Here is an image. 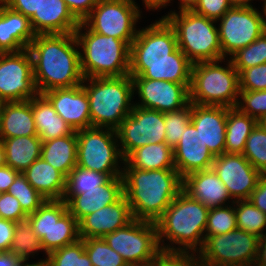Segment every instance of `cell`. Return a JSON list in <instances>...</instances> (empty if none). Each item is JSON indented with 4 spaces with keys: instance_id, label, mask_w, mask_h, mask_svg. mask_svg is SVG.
I'll list each match as a JSON object with an SVG mask.
<instances>
[{
    "instance_id": "obj_1",
    "label": "cell",
    "mask_w": 266,
    "mask_h": 266,
    "mask_svg": "<svg viewBox=\"0 0 266 266\" xmlns=\"http://www.w3.org/2000/svg\"><path fill=\"white\" fill-rule=\"evenodd\" d=\"M79 49L75 33L36 34L28 50L38 94L82 84Z\"/></svg>"
},
{
    "instance_id": "obj_2",
    "label": "cell",
    "mask_w": 266,
    "mask_h": 266,
    "mask_svg": "<svg viewBox=\"0 0 266 266\" xmlns=\"http://www.w3.org/2000/svg\"><path fill=\"white\" fill-rule=\"evenodd\" d=\"M124 196L134 219L156 222L183 190L176 169L140 170L123 162Z\"/></svg>"
},
{
    "instance_id": "obj_3",
    "label": "cell",
    "mask_w": 266,
    "mask_h": 266,
    "mask_svg": "<svg viewBox=\"0 0 266 266\" xmlns=\"http://www.w3.org/2000/svg\"><path fill=\"white\" fill-rule=\"evenodd\" d=\"M208 212L209 208L182 190L155 222L161 251L198 253L205 240ZM164 238L171 245H165Z\"/></svg>"
},
{
    "instance_id": "obj_4",
    "label": "cell",
    "mask_w": 266,
    "mask_h": 266,
    "mask_svg": "<svg viewBox=\"0 0 266 266\" xmlns=\"http://www.w3.org/2000/svg\"><path fill=\"white\" fill-rule=\"evenodd\" d=\"M75 36L82 49L79 52L84 78L129 74L130 46L125 41L93 32L83 21L75 30Z\"/></svg>"
},
{
    "instance_id": "obj_5",
    "label": "cell",
    "mask_w": 266,
    "mask_h": 266,
    "mask_svg": "<svg viewBox=\"0 0 266 266\" xmlns=\"http://www.w3.org/2000/svg\"><path fill=\"white\" fill-rule=\"evenodd\" d=\"M82 87L89 100L91 127L116 130L135 104L131 101L135 93L129 74L121 77L84 78Z\"/></svg>"
},
{
    "instance_id": "obj_6",
    "label": "cell",
    "mask_w": 266,
    "mask_h": 266,
    "mask_svg": "<svg viewBox=\"0 0 266 266\" xmlns=\"http://www.w3.org/2000/svg\"><path fill=\"white\" fill-rule=\"evenodd\" d=\"M228 59L225 67L219 65L225 58L192 65L190 103L228 108L237 106L240 94L239 73L231 59Z\"/></svg>"
},
{
    "instance_id": "obj_7",
    "label": "cell",
    "mask_w": 266,
    "mask_h": 266,
    "mask_svg": "<svg viewBox=\"0 0 266 266\" xmlns=\"http://www.w3.org/2000/svg\"><path fill=\"white\" fill-rule=\"evenodd\" d=\"M164 17L174 28L178 48L194 64L222 59L217 21L196 14L193 10L176 13L170 11Z\"/></svg>"
},
{
    "instance_id": "obj_8",
    "label": "cell",
    "mask_w": 266,
    "mask_h": 266,
    "mask_svg": "<svg viewBox=\"0 0 266 266\" xmlns=\"http://www.w3.org/2000/svg\"><path fill=\"white\" fill-rule=\"evenodd\" d=\"M76 136L78 167L105 173L110 178L123 175V168L120 169L118 164L124 159L116 130L89 127L77 130Z\"/></svg>"
},
{
    "instance_id": "obj_9",
    "label": "cell",
    "mask_w": 266,
    "mask_h": 266,
    "mask_svg": "<svg viewBox=\"0 0 266 266\" xmlns=\"http://www.w3.org/2000/svg\"><path fill=\"white\" fill-rule=\"evenodd\" d=\"M27 220L33 232L41 240L46 255L50 252L77 242L79 225L62 200H46Z\"/></svg>"
},
{
    "instance_id": "obj_10",
    "label": "cell",
    "mask_w": 266,
    "mask_h": 266,
    "mask_svg": "<svg viewBox=\"0 0 266 266\" xmlns=\"http://www.w3.org/2000/svg\"><path fill=\"white\" fill-rule=\"evenodd\" d=\"M260 238L241 229L205 237L197 257L202 266H254Z\"/></svg>"
},
{
    "instance_id": "obj_11",
    "label": "cell",
    "mask_w": 266,
    "mask_h": 266,
    "mask_svg": "<svg viewBox=\"0 0 266 266\" xmlns=\"http://www.w3.org/2000/svg\"><path fill=\"white\" fill-rule=\"evenodd\" d=\"M103 239L129 265L151 266L162 253L154 222L133 219Z\"/></svg>"
},
{
    "instance_id": "obj_12",
    "label": "cell",
    "mask_w": 266,
    "mask_h": 266,
    "mask_svg": "<svg viewBox=\"0 0 266 266\" xmlns=\"http://www.w3.org/2000/svg\"><path fill=\"white\" fill-rule=\"evenodd\" d=\"M135 3L134 0H99L83 22L93 32L115 37L131 46L142 13Z\"/></svg>"
},
{
    "instance_id": "obj_13",
    "label": "cell",
    "mask_w": 266,
    "mask_h": 266,
    "mask_svg": "<svg viewBox=\"0 0 266 266\" xmlns=\"http://www.w3.org/2000/svg\"><path fill=\"white\" fill-rule=\"evenodd\" d=\"M219 21L222 58L232 56L266 31L264 15L254 7H232Z\"/></svg>"
},
{
    "instance_id": "obj_14",
    "label": "cell",
    "mask_w": 266,
    "mask_h": 266,
    "mask_svg": "<svg viewBox=\"0 0 266 266\" xmlns=\"http://www.w3.org/2000/svg\"><path fill=\"white\" fill-rule=\"evenodd\" d=\"M164 129V112L134 105L131 113L116 129L123 159L125 160L137 148L165 142Z\"/></svg>"
},
{
    "instance_id": "obj_15",
    "label": "cell",
    "mask_w": 266,
    "mask_h": 266,
    "mask_svg": "<svg viewBox=\"0 0 266 266\" xmlns=\"http://www.w3.org/2000/svg\"><path fill=\"white\" fill-rule=\"evenodd\" d=\"M37 94L30 51L0 53V99L27 101Z\"/></svg>"
},
{
    "instance_id": "obj_16",
    "label": "cell",
    "mask_w": 266,
    "mask_h": 266,
    "mask_svg": "<svg viewBox=\"0 0 266 266\" xmlns=\"http://www.w3.org/2000/svg\"><path fill=\"white\" fill-rule=\"evenodd\" d=\"M131 78L133 91H136L141 100L134 104L136 106L165 113L181 110L190 103V84L145 79L142 76H131Z\"/></svg>"
},
{
    "instance_id": "obj_17",
    "label": "cell",
    "mask_w": 266,
    "mask_h": 266,
    "mask_svg": "<svg viewBox=\"0 0 266 266\" xmlns=\"http://www.w3.org/2000/svg\"><path fill=\"white\" fill-rule=\"evenodd\" d=\"M212 169L226 186L232 202L249 200L263 174L243 154L223 153L215 156Z\"/></svg>"
},
{
    "instance_id": "obj_18",
    "label": "cell",
    "mask_w": 266,
    "mask_h": 266,
    "mask_svg": "<svg viewBox=\"0 0 266 266\" xmlns=\"http://www.w3.org/2000/svg\"><path fill=\"white\" fill-rule=\"evenodd\" d=\"M178 48L174 28L162 17L138 30L130 46V62L166 61Z\"/></svg>"
},
{
    "instance_id": "obj_19",
    "label": "cell",
    "mask_w": 266,
    "mask_h": 266,
    "mask_svg": "<svg viewBox=\"0 0 266 266\" xmlns=\"http://www.w3.org/2000/svg\"><path fill=\"white\" fill-rule=\"evenodd\" d=\"M173 153L175 169L182 178L193 172L211 169L215 159L192 122L181 134Z\"/></svg>"
},
{
    "instance_id": "obj_20",
    "label": "cell",
    "mask_w": 266,
    "mask_h": 266,
    "mask_svg": "<svg viewBox=\"0 0 266 266\" xmlns=\"http://www.w3.org/2000/svg\"><path fill=\"white\" fill-rule=\"evenodd\" d=\"M43 95L74 131L91 127L89 100L82 84L72 88L52 89Z\"/></svg>"
},
{
    "instance_id": "obj_21",
    "label": "cell",
    "mask_w": 266,
    "mask_h": 266,
    "mask_svg": "<svg viewBox=\"0 0 266 266\" xmlns=\"http://www.w3.org/2000/svg\"><path fill=\"white\" fill-rule=\"evenodd\" d=\"M129 203L123 196L116 203L107 205L83 217L79 222L80 239L103 238L126 226L133 220Z\"/></svg>"
},
{
    "instance_id": "obj_22",
    "label": "cell",
    "mask_w": 266,
    "mask_h": 266,
    "mask_svg": "<svg viewBox=\"0 0 266 266\" xmlns=\"http://www.w3.org/2000/svg\"><path fill=\"white\" fill-rule=\"evenodd\" d=\"M227 107L191 103V122L214 156L225 153Z\"/></svg>"
},
{
    "instance_id": "obj_23",
    "label": "cell",
    "mask_w": 266,
    "mask_h": 266,
    "mask_svg": "<svg viewBox=\"0 0 266 266\" xmlns=\"http://www.w3.org/2000/svg\"><path fill=\"white\" fill-rule=\"evenodd\" d=\"M193 63L177 48L166 61L130 62V76L190 84Z\"/></svg>"
},
{
    "instance_id": "obj_24",
    "label": "cell",
    "mask_w": 266,
    "mask_h": 266,
    "mask_svg": "<svg viewBox=\"0 0 266 266\" xmlns=\"http://www.w3.org/2000/svg\"><path fill=\"white\" fill-rule=\"evenodd\" d=\"M124 196L123 177H113L106 184L74 195L68 202V211L79 222L86 215L107 205L116 203Z\"/></svg>"
},
{
    "instance_id": "obj_25",
    "label": "cell",
    "mask_w": 266,
    "mask_h": 266,
    "mask_svg": "<svg viewBox=\"0 0 266 266\" xmlns=\"http://www.w3.org/2000/svg\"><path fill=\"white\" fill-rule=\"evenodd\" d=\"M30 22L35 34L75 33L80 25L64 0H42Z\"/></svg>"
},
{
    "instance_id": "obj_26",
    "label": "cell",
    "mask_w": 266,
    "mask_h": 266,
    "mask_svg": "<svg viewBox=\"0 0 266 266\" xmlns=\"http://www.w3.org/2000/svg\"><path fill=\"white\" fill-rule=\"evenodd\" d=\"M36 37L30 19L6 5L0 6V53L28 49Z\"/></svg>"
},
{
    "instance_id": "obj_27",
    "label": "cell",
    "mask_w": 266,
    "mask_h": 266,
    "mask_svg": "<svg viewBox=\"0 0 266 266\" xmlns=\"http://www.w3.org/2000/svg\"><path fill=\"white\" fill-rule=\"evenodd\" d=\"M183 190L209 209L226 206V202L231 200L226 186L212 168L184 177Z\"/></svg>"
},
{
    "instance_id": "obj_28",
    "label": "cell",
    "mask_w": 266,
    "mask_h": 266,
    "mask_svg": "<svg viewBox=\"0 0 266 266\" xmlns=\"http://www.w3.org/2000/svg\"><path fill=\"white\" fill-rule=\"evenodd\" d=\"M38 136L32 111V99L3 102L0 110V139Z\"/></svg>"
},
{
    "instance_id": "obj_29",
    "label": "cell",
    "mask_w": 266,
    "mask_h": 266,
    "mask_svg": "<svg viewBox=\"0 0 266 266\" xmlns=\"http://www.w3.org/2000/svg\"><path fill=\"white\" fill-rule=\"evenodd\" d=\"M27 181L46 200H62L66 190L67 177L43 158L35 160L22 172Z\"/></svg>"
},
{
    "instance_id": "obj_30",
    "label": "cell",
    "mask_w": 266,
    "mask_h": 266,
    "mask_svg": "<svg viewBox=\"0 0 266 266\" xmlns=\"http://www.w3.org/2000/svg\"><path fill=\"white\" fill-rule=\"evenodd\" d=\"M32 111L38 137L49 141L72 134L74 130L55 111L50 101L37 94L32 98Z\"/></svg>"
},
{
    "instance_id": "obj_31",
    "label": "cell",
    "mask_w": 266,
    "mask_h": 266,
    "mask_svg": "<svg viewBox=\"0 0 266 266\" xmlns=\"http://www.w3.org/2000/svg\"><path fill=\"white\" fill-rule=\"evenodd\" d=\"M41 158L66 177L77 166V136L72 134L42 142Z\"/></svg>"
},
{
    "instance_id": "obj_32",
    "label": "cell",
    "mask_w": 266,
    "mask_h": 266,
    "mask_svg": "<svg viewBox=\"0 0 266 266\" xmlns=\"http://www.w3.org/2000/svg\"><path fill=\"white\" fill-rule=\"evenodd\" d=\"M2 141L6 165L20 173L41 157L42 140L38 136H20Z\"/></svg>"
},
{
    "instance_id": "obj_33",
    "label": "cell",
    "mask_w": 266,
    "mask_h": 266,
    "mask_svg": "<svg viewBox=\"0 0 266 266\" xmlns=\"http://www.w3.org/2000/svg\"><path fill=\"white\" fill-rule=\"evenodd\" d=\"M125 161L140 170L175 169L173 148L166 142L137 148Z\"/></svg>"
},
{
    "instance_id": "obj_34",
    "label": "cell",
    "mask_w": 266,
    "mask_h": 266,
    "mask_svg": "<svg viewBox=\"0 0 266 266\" xmlns=\"http://www.w3.org/2000/svg\"><path fill=\"white\" fill-rule=\"evenodd\" d=\"M257 125V120L242 113L237 107H227L225 153L243 154L247 138Z\"/></svg>"
},
{
    "instance_id": "obj_35",
    "label": "cell",
    "mask_w": 266,
    "mask_h": 266,
    "mask_svg": "<svg viewBox=\"0 0 266 266\" xmlns=\"http://www.w3.org/2000/svg\"><path fill=\"white\" fill-rule=\"evenodd\" d=\"M36 264L41 266H93L84 249V240L50 252L46 259H40Z\"/></svg>"
},
{
    "instance_id": "obj_36",
    "label": "cell",
    "mask_w": 266,
    "mask_h": 266,
    "mask_svg": "<svg viewBox=\"0 0 266 266\" xmlns=\"http://www.w3.org/2000/svg\"><path fill=\"white\" fill-rule=\"evenodd\" d=\"M110 179L105 173H98L76 166L67 176L63 200L67 203L74 195H79L91 188L104 185Z\"/></svg>"
},
{
    "instance_id": "obj_37",
    "label": "cell",
    "mask_w": 266,
    "mask_h": 266,
    "mask_svg": "<svg viewBox=\"0 0 266 266\" xmlns=\"http://www.w3.org/2000/svg\"><path fill=\"white\" fill-rule=\"evenodd\" d=\"M237 229L261 238L266 230V214L255 207L250 200L235 201Z\"/></svg>"
},
{
    "instance_id": "obj_38",
    "label": "cell",
    "mask_w": 266,
    "mask_h": 266,
    "mask_svg": "<svg viewBox=\"0 0 266 266\" xmlns=\"http://www.w3.org/2000/svg\"><path fill=\"white\" fill-rule=\"evenodd\" d=\"M43 250L41 240L33 232L29 221L23 220L16 223L13 242L10 248L14 254L28 263L30 256H34L37 251ZM34 253V254H33Z\"/></svg>"
},
{
    "instance_id": "obj_39",
    "label": "cell",
    "mask_w": 266,
    "mask_h": 266,
    "mask_svg": "<svg viewBox=\"0 0 266 266\" xmlns=\"http://www.w3.org/2000/svg\"><path fill=\"white\" fill-rule=\"evenodd\" d=\"M84 240V249L93 266H127L126 261L103 238Z\"/></svg>"
},
{
    "instance_id": "obj_40",
    "label": "cell",
    "mask_w": 266,
    "mask_h": 266,
    "mask_svg": "<svg viewBox=\"0 0 266 266\" xmlns=\"http://www.w3.org/2000/svg\"><path fill=\"white\" fill-rule=\"evenodd\" d=\"M234 68L242 70L266 63V31L251 44L229 57Z\"/></svg>"
},
{
    "instance_id": "obj_41",
    "label": "cell",
    "mask_w": 266,
    "mask_h": 266,
    "mask_svg": "<svg viewBox=\"0 0 266 266\" xmlns=\"http://www.w3.org/2000/svg\"><path fill=\"white\" fill-rule=\"evenodd\" d=\"M231 205L234 206L226 205L209 209L205 237L220 235L237 229L235 201Z\"/></svg>"
},
{
    "instance_id": "obj_42",
    "label": "cell",
    "mask_w": 266,
    "mask_h": 266,
    "mask_svg": "<svg viewBox=\"0 0 266 266\" xmlns=\"http://www.w3.org/2000/svg\"><path fill=\"white\" fill-rule=\"evenodd\" d=\"M8 192L18 199L22 209L27 214L35 212L46 201V199L27 181L23 173H19L16 176Z\"/></svg>"
},
{
    "instance_id": "obj_43",
    "label": "cell",
    "mask_w": 266,
    "mask_h": 266,
    "mask_svg": "<svg viewBox=\"0 0 266 266\" xmlns=\"http://www.w3.org/2000/svg\"><path fill=\"white\" fill-rule=\"evenodd\" d=\"M243 156L266 175V131L260 125L257 124L247 138Z\"/></svg>"
},
{
    "instance_id": "obj_44",
    "label": "cell",
    "mask_w": 266,
    "mask_h": 266,
    "mask_svg": "<svg viewBox=\"0 0 266 266\" xmlns=\"http://www.w3.org/2000/svg\"><path fill=\"white\" fill-rule=\"evenodd\" d=\"M165 142L174 148L181 139L187 125L191 122V103L178 111L164 113Z\"/></svg>"
},
{
    "instance_id": "obj_45",
    "label": "cell",
    "mask_w": 266,
    "mask_h": 266,
    "mask_svg": "<svg viewBox=\"0 0 266 266\" xmlns=\"http://www.w3.org/2000/svg\"><path fill=\"white\" fill-rule=\"evenodd\" d=\"M242 113L248 114L257 121L266 115V90L244 91L240 90L236 106Z\"/></svg>"
},
{
    "instance_id": "obj_46",
    "label": "cell",
    "mask_w": 266,
    "mask_h": 266,
    "mask_svg": "<svg viewBox=\"0 0 266 266\" xmlns=\"http://www.w3.org/2000/svg\"><path fill=\"white\" fill-rule=\"evenodd\" d=\"M239 87L244 91L266 90V63L242 70L239 73Z\"/></svg>"
},
{
    "instance_id": "obj_47",
    "label": "cell",
    "mask_w": 266,
    "mask_h": 266,
    "mask_svg": "<svg viewBox=\"0 0 266 266\" xmlns=\"http://www.w3.org/2000/svg\"><path fill=\"white\" fill-rule=\"evenodd\" d=\"M27 216L16 197L9 192L0 193V218L17 223L26 220Z\"/></svg>"
},
{
    "instance_id": "obj_48",
    "label": "cell",
    "mask_w": 266,
    "mask_h": 266,
    "mask_svg": "<svg viewBox=\"0 0 266 266\" xmlns=\"http://www.w3.org/2000/svg\"><path fill=\"white\" fill-rule=\"evenodd\" d=\"M231 8L232 5L228 0H200L193 11L208 19L218 21Z\"/></svg>"
},
{
    "instance_id": "obj_49",
    "label": "cell",
    "mask_w": 266,
    "mask_h": 266,
    "mask_svg": "<svg viewBox=\"0 0 266 266\" xmlns=\"http://www.w3.org/2000/svg\"><path fill=\"white\" fill-rule=\"evenodd\" d=\"M73 15L82 22L93 10L99 0H64Z\"/></svg>"
},
{
    "instance_id": "obj_50",
    "label": "cell",
    "mask_w": 266,
    "mask_h": 266,
    "mask_svg": "<svg viewBox=\"0 0 266 266\" xmlns=\"http://www.w3.org/2000/svg\"><path fill=\"white\" fill-rule=\"evenodd\" d=\"M41 2L42 0H6L5 5L30 19L38 12Z\"/></svg>"
},
{
    "instance_id": "obj_51",
    "label": "cell",
    "mask_w": 266,
    "mask_h": 266,
    "mask_svg": "<svg viewBox=\"0 0 266 266\" xmlns=\"http://www.w3.org/2000/svg\"><path fill=\"white\" fill-rule=\"evenodd\" d=\"M16 222L0 218V251H9L13 242Z\"/></svg>"
},
{
    "instance_id": "obj_52",
    "label": "cell",
    "mask_w": 266,
    "mask_h": 266,
    "mask_svg": "<svg viewBox=\"0 0 266 266\" xmlns=\"http://www.w3.org/2000/svg\"><path fill=\"white\" fill-rule=\"evenodd\" d=\"M249 200L252 204L266 214V175H263L252 192Z\"/></svg>"
},
{
    "instance_id": "obj_53",
    "label": "cell",
    "mask_w": 266,
    "mask_h": 266,
    "mask_svg": "<svg viewBox=\"0 0 266 266\" xmlns=\"http://www.w3.org/2000/svg\"><path fill=\"white\" fill-rule=\"evenodd\" d=\"M19 173V171L14 170L8 165L0 167V193L8 192L10 185Z\"/></svg>"
},
{
    "instance_id": "obj_54",
    "label": "cell",
    "mask_w": 266,
    "mask_h": 266,
    "mask_svg": "<svg viewBox=\"0 0 266 266\" xmlns=\"http://www.w3.org/2000/svg\"><path fill=\"white\" fill-rule=\"evenodd\" d=\"M26 263L12 251H0V266H24Z\"/></svg>"
},
{
    "instance_id": "obj_55",
    "label": "cell",
    "mask_w": 266,
    "mask_h": 266,
    "mask_svg": "<svg viewBox=\"0 0 266 266\" xmlns=\"http://www.w3.org/2000/svg\"><path fill=\"white\" fill-rule=\"evenodd\" d=\"M254 266H266V233L259 240L258 256Z\"/></svg>"
},
{
    "instance_id": "obj_56",
    "label": "cell",
    "mask_w": 266,
    "mask_h": 266,
    "mask_svg": "<svg viewBox=\"0 0 266 266\" xmlns=\"http://www.w3.org/2000/svg\"><path fill=\"white\" fill-rule=\"evenodd\" d=\"M172 0H143V3L147 9L157 10L158 8L161 9L162 7L167 6L169 2Z\"/></svg>"
},
{
    "instance_id": "obj_57",
    "label": "cell",
    "mask_w": 266,
    "mask_h": 266,
    "mask_svg": "<svg viewBox=\"0 0 266 266\" xmlns=\"http://www.w3.org/2000/svg\"><path fill=\"white\" fill-rule=\"evenodd\" d=\"M179 10H193L200 0H179Z\"/></svg>"
},
{
    "instance_id": "obj_58",
    "label": "cell",
    "mask_w": 266,
    "mask_h": 266,
    "mask_svg": "<svg viewBox=\"0 0 266 266\" xmlns=\"http://www.w3.org/2000/svg\"><path fill=\"white\" fill-rule=\"evenodd\" d=\"M232 7H253L252 0H228Z\"/></svg>"
},
{
    "instance_id": "obj_59",
    "label": "cell",
    "mask_w": 266,
    "mask_h": 266,
    "mask_svg": "<svg viewBox=\"0 0 266 266\" xmlns=\"http://www.w3.org/2000/svg\"><path fill=\"white\" fill-rule=\"evenodd\" d=\"M6 165V155L4 150V143L2 139H0V167Z\"/></svg>"
},
{
    "instance_id": "obj_60",
    "label": "cell",
    "mask_w": 266,
    "mask_h": 266,
    "mask_svg": "<svg viewBox=\"0 0 266 266\" xmlns=\"http://www.w3.org/2000/svg\"><path fill=\"white\" fill-rule=\"evenodd\" d=\"M257 124L260 125L265 131H266V115L261 117L258 121Z\"/></svg>"
},
{
    "instance_id": "obj_61",
    "label": "cell",
    "mask_w": 266,
    "mask_h": 266,
    "mask_svg": "<svg viewBox=\"0 0 266 266\" xmlns=\"http://www.w3.org/2000/svg\"><path fill=\"white\" fill-rule=\"evenodd\" d=\"M262 1L264 2L263 5H262L263 6V9H262L263 11L262 12H263L265 20H266V0H262Z\"/></svg>"
},
{
    "instance_id": "obj_62",
    "label": "cell",
    "mask_w": 266,
    "mask_h": 266,
    "mask_svg": "<svg viewBox=\"0 0 266 266\" xmlns=\"http://www.w3.org/2000/svg\"><path fill=\"white\" fill-rule=\"evenodd\" d=\"M24 266H41V265H38L36 263H32V264L26 263Z\"/></svg>"
},
{
    "instance_id": "obj_63",
    "label": "cell",
    "mask_w": 266,
    "mask_h": 266,
    "mask_svg": "<svg viewBox=\"0 0 266 266\" xmlns=\"http://www.w3.org/2000/svg\"><path fill=\"white\" fill-rule=\"evenodd\" d=\"M6 0H0V6L5 5Z\"/></svg>"
},
{
    "instance_id": "obj_64",
    "label": "cell",
    "mask_w": 266,
    "mask_h": 266,
    "mask_svg": "<svg viewBox=\"0 0 266 266\" xmlns=\"http://www.w3.org/2000/svg\"><path fill=\"white\" fill-rule=\"evenodd\" d=\"M2 103H3V101L0 99V110H1Z\"/></svg>"
}]
</instances>
